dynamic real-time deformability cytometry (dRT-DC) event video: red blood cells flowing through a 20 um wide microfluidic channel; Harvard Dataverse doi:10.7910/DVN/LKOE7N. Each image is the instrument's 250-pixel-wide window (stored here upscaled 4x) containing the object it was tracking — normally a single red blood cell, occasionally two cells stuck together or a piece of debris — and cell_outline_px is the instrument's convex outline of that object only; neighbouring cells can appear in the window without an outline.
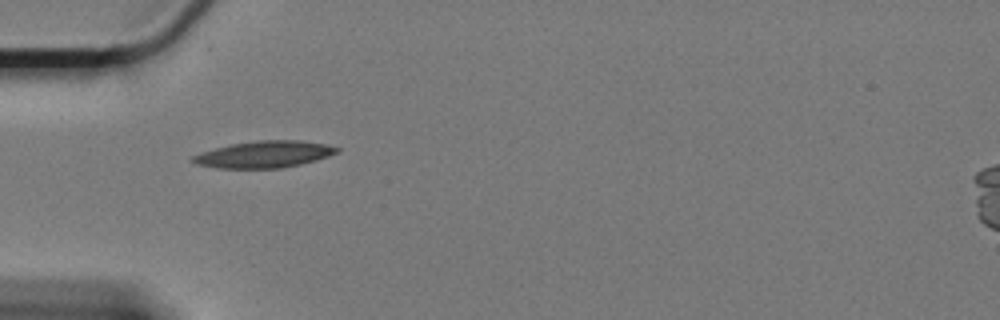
{"species": "Egyptian fruit bat (a non-hibernating species)", "species_latin": "Rousettus aegyptiacus", "temperature_condition": "cold", "stored_images_in_passage": 43, "camera_frame_rate_fps": 3000, "um_per_image_px": 0.085, "animal": {"sex": "female"}, "frame": {"image": 1, "passage_image": 1, "time_ms": 0.0, "image_size_px": [1000, 320], "cell_outline_px": [[340, 152], [316, 160], [300, 164], [280, 168], [216, 168], [196, 164], [188, 160], [192, 156], [200, 152], [232, 144], [256, 140], [300, 140], [324, 144], [340, 148]], "centroid_in_image_um": [22.43, 13.12], "position_along_channel_um": 62.6, "area_um2": 22.48}}
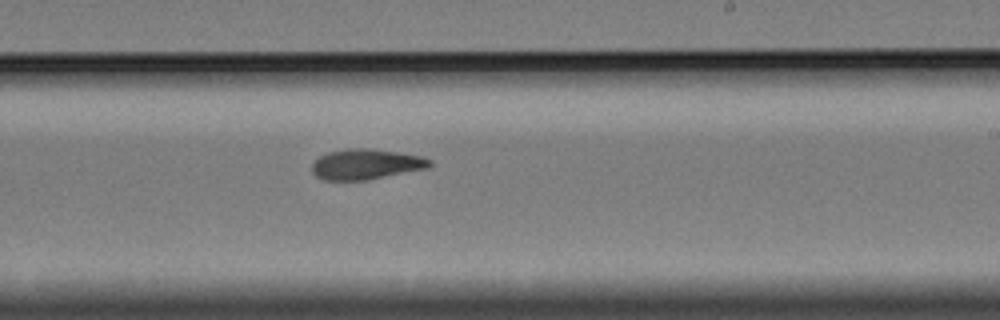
{"frame": {"image": 2, "passage_image": 19, "time_ms": 6.0, "image_size_px": [1000, 320], "cell_outline_px": [[432, 164], [428, 168], [368, 180], [324, 180], [316, 176], [312, 172], [312, 164], [320, 156], [328, 152], [348, 148], [368, 148], [424, 156], [432, 160]], "centroid_in_image_um": [31.13, 13.96], "position_along_channel_um": 257.9, "area_um2": 20.92}}
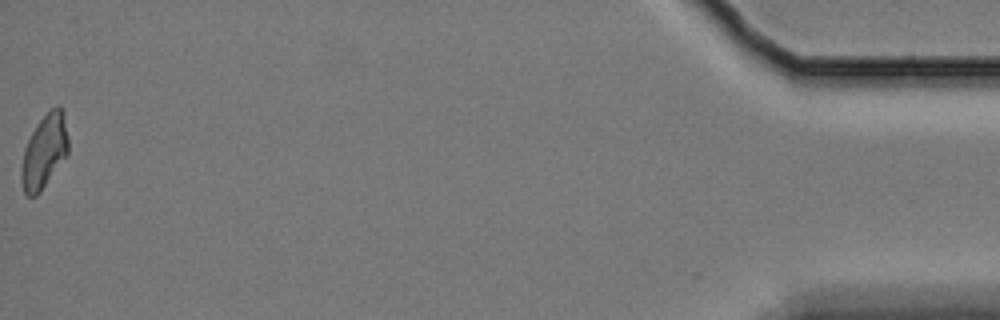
{"frame": {"image": 3, "passage_image": 43, "time_ms": 14.0, "image_size_px": [1000, 320], "cell_outline_px": [[68, 156], [40, 192], [36, 196], [28, 196], [24, 192], [20, 180], [20, 168], [24, 148], [36, 124], [56, 104], [60, 104], [64, 112], [68, 140]], "centroid_in_image_um": [3.77, 12.88], "position_along_channel_um": 431.4, "area_um2": 20.52}, "authors_computed_cell_mechanics": {"area_um2": 20.7502, "velocity_mm_per_s": 3.2889, "shape_relaxation_time_tau1_ms": null, "shape_relaxation_time_tau2_ms": 5.6039, "deformation_change_tau1": null, "deformation_change_tau2": 0.1388}}